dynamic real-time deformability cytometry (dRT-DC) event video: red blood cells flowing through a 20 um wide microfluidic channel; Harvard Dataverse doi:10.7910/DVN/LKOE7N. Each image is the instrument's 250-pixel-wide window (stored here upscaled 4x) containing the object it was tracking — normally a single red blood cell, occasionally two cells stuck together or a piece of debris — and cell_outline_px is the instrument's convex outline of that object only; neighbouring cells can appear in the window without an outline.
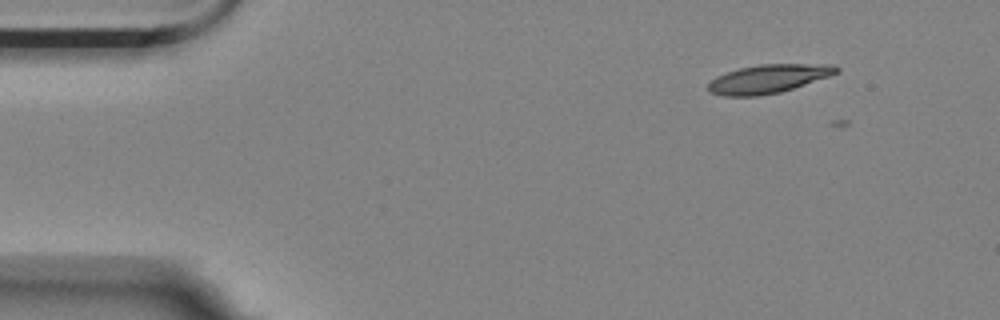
{"species": "Egyptian fruit bat (a non-hibernating species)", "species_latin": "Rousettus aegyptiacus", "temperature_condition": "room temperature", "stored_images_in_passage": 3, "camera_frame_rate_fps": 3000, "um_per_image_px": 0.085, "animal": {"sex": "female"}, "frame": {"image": 1, "passage_image": 2, "time_ms": 0.333, "image_size_px": [1000, 320], "cell_outline_px": [[840, 72], [780, 92], [756, 96], [724, 96], [708, 92], [708, 84], [716, 76], [740, 68], [760, 64], [832, 64], [840, 68]], "centroid_in_image_um": [65.3, 6.69], "position_along_channel_um": 19.7, "area_um2": 21.15}}